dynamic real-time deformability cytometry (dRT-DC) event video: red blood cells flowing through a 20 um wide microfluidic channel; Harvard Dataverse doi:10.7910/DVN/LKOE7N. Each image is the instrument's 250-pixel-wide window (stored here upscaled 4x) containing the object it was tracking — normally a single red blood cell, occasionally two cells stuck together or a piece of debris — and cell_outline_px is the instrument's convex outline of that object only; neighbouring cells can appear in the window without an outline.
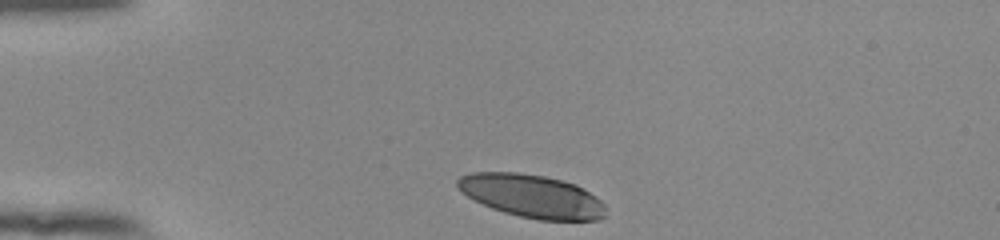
{"species": "human", "species_latin": "Homo sapiens", "temperature_condition": "room temperature", "stored_images_in_passage": 33, "camera_frame_rate_fps": 3000, "um_per_image_px": 0.085, "donor": {"sex": "female"}, "frame": {"image": 1, "passage_image": 1, "time_ms": 0.0, "image_size_px": [1000, 240], "cell_outline_px": [[604, 216], [600, 220], [536, 220], [504, 212], [492, 208], [468, 196], [456, 184], [456, 180], [460, 176], [472, 172], [520, 172], [544, 176], [576, 184], [596, 196], [604, 204]], "centroid_in_image_um": [45.22, 16.66], "position_along_channel_um": 39.8, "area_um2": 36.99}}
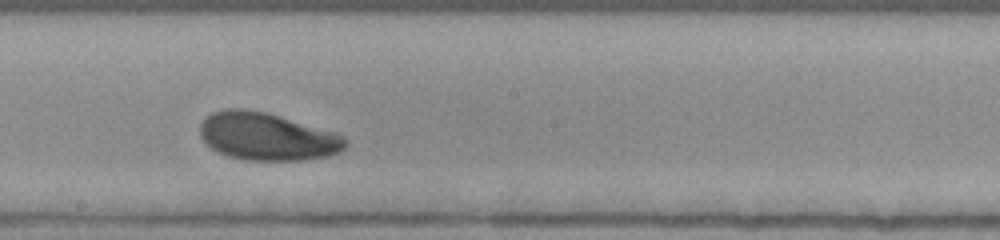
{"frame": {"image": 2, "passage_image": 19, "time_ms": 6.0, "image_size_px": [1000, 240], "cell_outline_px": [[348, 144], [340, 152], [328, 156], [304, 160], [244, 160], [228, 156], [212, 148], [200, 136], [200, 124], [212, 112], [224, 108], [244, 108], [264, 112], [336, 132], [344, 136], [348, 140]], "centroid_in_image_um": [22.73, 11.6], "position_along_channel_um": 225.5, "area_um2": 40.34}}
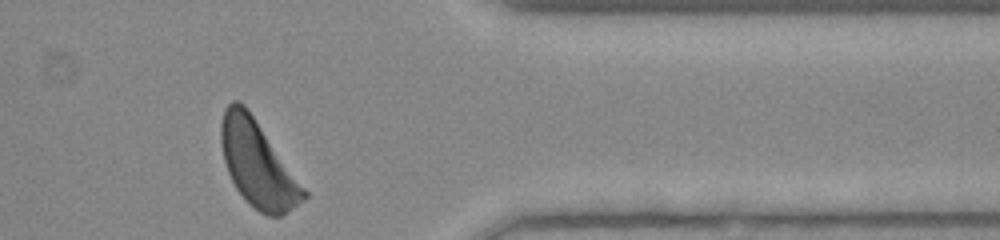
{"frame": {"image": 3, "passage_image": 33, "time_ms": 10.667, "image_size_px": [1000, 240], "cell_outline_px": [[308, 196], [304, 200], [280, 216], [268, 216], [260, 212], [236, 188], [228, 172], [224, 160], [220, 140], [220, 124], [224, 108], [232, 100], [236, 100], [244, 104], [308, 192]], "centroid_in_image_um": [21.89, 13.91], "position_along_channel_um": 389.5, "area_um2": 40.52}, "authors_computed_cell_mechanics": {"area_um2": 39.9976, "velocity_mm_per_s": 3.8165, "shape_relaxation_time_tau1_ms": 4.127, "shape_relaxation_time_tau2_ms": null, "deformation_change_tau1": 0.1657, "deformation_change_tau2": null}}